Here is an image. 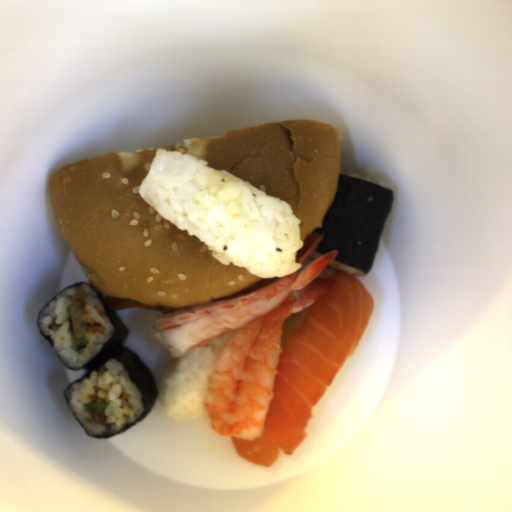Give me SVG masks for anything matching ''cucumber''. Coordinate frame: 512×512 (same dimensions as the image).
Listing matches in <instances>:
<instances>
[{
  "label": "cucumber",
  "mask_w": 512,
  "mask_h": 512,
  "mask_svg": "<svg viewBox=\"0 0 512 512\" xmlns=\"http://www.w3.org/2000/svg\"><path fill=\"white\" fill-rule=\"evenodd\" d=\"M70 320L73 331L74 343L76 347L86 346V327L84 321L81 319L83 313L80 301L72 302L69 307Z\"/></svg>",
  "instance_id": "obj_1"
},
{
  "label": "cucumber",
  "mask_w": 512,
  "mask_h": 512,
  "mask_svg": "<svg viewBox=\"0 0 512 512\" xmlns=\"http://www.w3.org/2000/svg\"><path fill=\"white\" fill-rule=\"evenodd\" d=\"M86 410L92 414H103V410L107 408V404L93 402L85 405Z\"/></svg>",
  "instance_id": "obj_2"
}]
</instances>
